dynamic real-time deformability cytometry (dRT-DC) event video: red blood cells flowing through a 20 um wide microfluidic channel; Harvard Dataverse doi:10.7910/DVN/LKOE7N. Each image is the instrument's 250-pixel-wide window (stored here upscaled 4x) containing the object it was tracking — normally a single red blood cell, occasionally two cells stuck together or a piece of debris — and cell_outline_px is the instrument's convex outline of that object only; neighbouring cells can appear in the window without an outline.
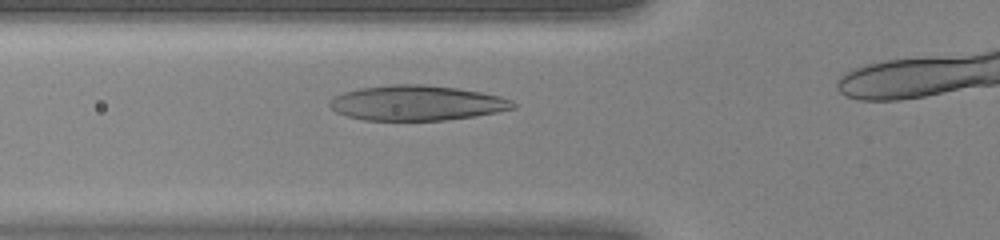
{"species": "human", "species_latin": "Homo sapiens", "temperature_condition": "warm", "stored_images_in_passage": 26, "camera_frame_rate_fps": 3000, "um_per_image_px": 0.085, "donor": {"sex": "female"}, "frame": {"image": 1, "passage_image": 5, "time_ms": 1.333, "image_size_px": [1000, 240], "cell_outline_px": [[516, 108], [476, 116], [444, 120], [364, 120], [348, 116], [336, 112], [328, 104], [328, 100], [332, 96], [344, 92], [360, 88], [392, 84], [424, 84], [456, 88], [480, 92], [500, 96], [512, 100], [516, 104]], "centroid_in_image_um": [35.41, 8.75], "position_along_channel_um": 90.4, "area_um2": 37.57}}
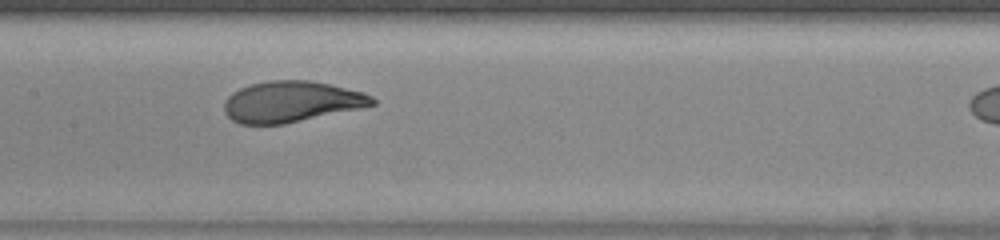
{"frame": {"image": 2, "passage_image": 11, "time_ms": 3.333, "image_size_px": [1000, 240], "cell_outline_px": [[376, 104], [360, 108], [284, 124], [240, 124], [232, 120], [224, 112], [224, 104], [228, 96], [232, 92], [240, 88], [252, 84], [272, 80], [308, 80], [328, 84], [364, 92], [372, 96], [376, 100]], "centroid_in_image_um": [24.76, 8.64], "position_along_channel_um": 182.6, "area_um2": 35.2}}
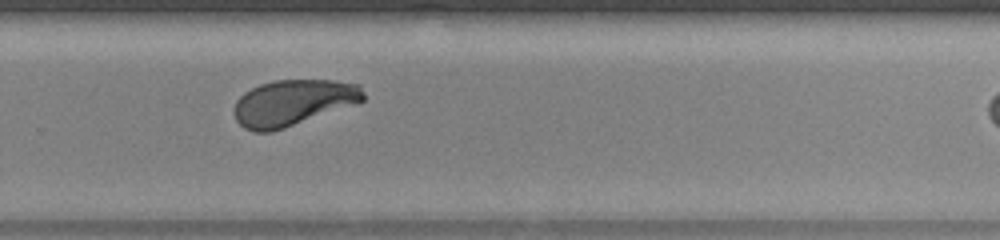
{"frame": {"image": 3, "passage_image": 19, "time_ms": 6.0, "image_size_px": [1000, 240], "cell_outline_px": [[364, 100], [356, 104], [272, 132], [252, 132], [244, 128], [236, 120], [232, 112], [236, 100], [244, 92], [260, 84], [276, 80], [332, 80], [360, 84], [364, 92]], "centroid_in_image_um": [24.88, 8.73], "position_along_channel_um": 304.9, "area_um2": 34.85}}